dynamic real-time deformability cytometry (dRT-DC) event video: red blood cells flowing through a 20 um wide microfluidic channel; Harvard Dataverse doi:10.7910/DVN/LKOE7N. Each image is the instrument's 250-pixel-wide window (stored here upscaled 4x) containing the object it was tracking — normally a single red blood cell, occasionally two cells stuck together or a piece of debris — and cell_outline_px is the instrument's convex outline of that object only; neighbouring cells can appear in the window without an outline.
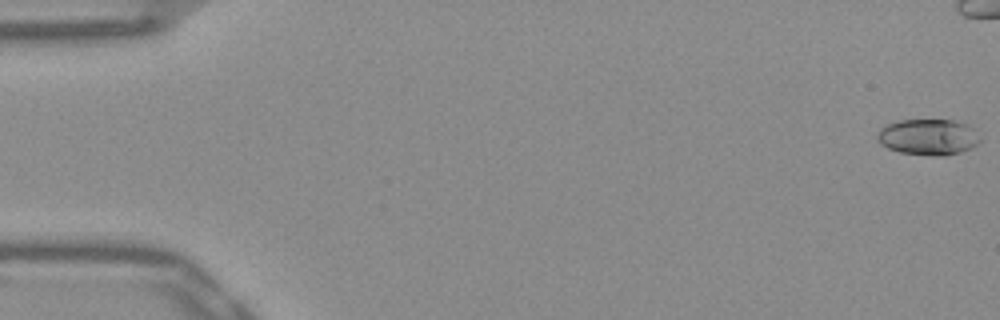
{"species": "Egyptian fruit bat (a non-hibernating species)", "species_latin": "Rousettus aegyptiacus", "temperature_condition": "warm", "stored_images_in_passage": 43, "camera_frame_rate_fps": 3000, "um_per_image_px": 0.085, "frame": {"image": 1, "passage_image": 1, "time_ms": 0.0, "image_size_px": [1000, 320], "cell_outline_px": [[980, 140], [976, 144], [960, 152], [944, 156], [940, 156], [900, 152], [888, 148], [880, 144], [876, 140], [876, 136], [880, 128], [888, 124], [900, 120], [952, 120], [968, 124], [972, 128]], "centroid_in_image_um": [78.85, 11.64], "position_along_channel_um": 6.2, "area_um2": 21.33}}
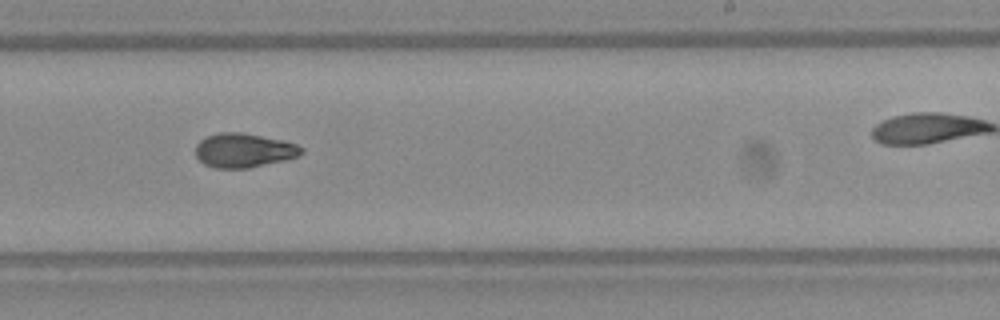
{"frame": {"image": 2, "passage_image": 33, "time_ms": 10.667, "image_size_px": [1000, 320], "cell_outline_px": [[304, 152], [300, 156], [284, 160], [248, 168], [216, 168], [204, 164], [196, 156], [196, 144], [200, 140], [208, 136], [220, 132], [240, 132], [284, 140], [296, 144], [304, 148]], "centroid_in_image_um": [20.75, 12.78], "position_along_channel_um": 268.3, "area_um2": 21.1}}
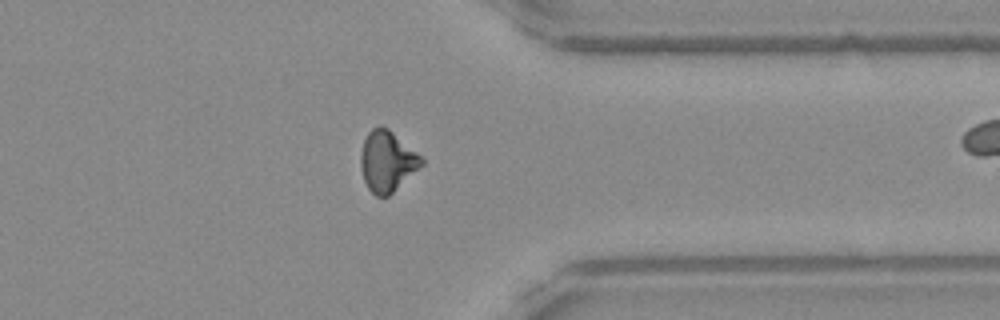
{"frame": {"image": 3, "passage_image": 42, "time_ms": 13.667, "image_size_px": [1000, 320], "cell_outline_px": [[424, 164], [388, 196], [376, 196], [368, 188], [364, 180], [360, 164], [360, 156], [364, 140], [368, 132], [372, 128], [380, 124], [388, 128], [416, 152], [424, 160]], "centroid_in_image_um": [32.89, 13.69], "position_along_channel_um": 378.5, "area_um2": 21.33}}